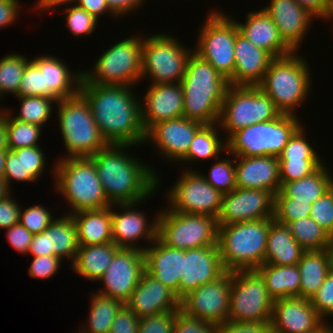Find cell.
Wrapping results in <instances>:
<instances>
[{
    "label": "cell",
    "mask_w": 333,
    "mask_h": 333,
    "mask_svg": "<svg viewBox=\"0 0 333 333\" xmlns=\"http://www.w3.org/2000/svg\"><path fill=\"white\" fill-rule=\"evenodd\" d=\"M281 112L257 86L229 85L222 103L219 129L232 133L247 126L277 118Z\"/></svg>",
    "instance_id": "obj_10"
},
{
    "label": "cell",
    "mask_w": 333,
    "mask_h": 333,
    "mask_svg": "<svg viewBox=\"0 0 333 333\" xmlns=\"http://www.w3.org/2000/svg\"><path fill=\"white\" fill-rule=\"evenodd\" d=\"M41 146L24 147L25 174H31L36 180L43 174L46 157Z\"/></svg>",
    "instance_id": "obj_57"
},
{
    "label": "cell",
    "mask_w": 333,
    "mask_h": 333,
    "mask_svg": "<svg viewBox=\"0 0 333 333\" xmlns=\"http://www.w3.org/2000/svg\"><path fill=\"white\" fill-rule=\"evenodd\" d=\"M235 69L228 79L233 86H257L274 59L267 51L253 45L243 34H236Z\"/></svg>",
    "instance_id": "obj_27"
},
{
    "label": "cell",
    "mask_w": 333,
    "mask_h": 333,
    "mask_svg": "<svg viewBox=\"0 0 333 333\" xmlns=\"http://www.w3.org/2000/svg\"><path fill=\"white\" fill-rule=\"evenodd\" d=\"M62 259L56 256H38L33 257L29 267V275L33 278L48 279L55 276L60 269Z\"/></svg>",
    "instance_id": "obj_56"
},
{
    "label": "cell",
    "mask_w": 333,
    "mask_h": 333,
    "mask_svg": "<svg viewBox=\"0 0 333 333\" xmlns=\"http://www.w3.org/2000/svg\"><path fill=\"white\" fill-rule=\"evenodd\" d=\"M286 226L305 251L327 249L333 238L311 217L300 218L289 222Z\"/></svg>",
    "instance_id": "obj_40"
},
{
    "label": "cell",
    "mask_w": 333,
    "mask_h": 333,
    "mask_svg": "<svg viewBox=\"0 0 333 333\" xmlns=\"http://www.w3.org/2000/svg\"><path fill=\"white\" fill-rule=\"evenodd\" d=\"M17 98L21 102L20 111L19 114L13 116L11 111L7 109L11 117L25 123L41 125L42 127L52 115L53 103H58V100L53 97L26 96Z\"/></svg>",
    "instance_id": "obj_41"
},
{
    "label": "cell",
    "mask_w": 333,
    "mask_h": 333,
    "mask_svg": "<svg viewBox=\"0 0 333 333\" xmlns=\"http://www.w3.org/2000/svg\"><path fill=\"white\" fill-rule=\"evenodd\" d=\"M2 95L0 94V99L2 100ZM7 110L6 109H1V107H0V115H2L4 112H6Z\"/></svg>",
    "instance_id": "obj_74"
},
{
    "label": "cell",
    "mask_w": 333,
    "mask_h": 333,
    "mask_svg": "<svg viewBox=\"0 0 333 333\" xmlns=\"http://www.w3.org/2000/svg\"><path fill=\"white\" fill-rule=\"evenodd\" d=\"M312 204L308 201L287 197L281 190L275 194L274 220L282 225L300 218L310 217Z\"/></svg>",
    "instance_id": "obj_44"
},
{
    "label": "cell",
    "mask_w": 333,
    "mask_h": 333,
    "mask_svg": "<svg viewBox=\"0 0 333 333\" xmlns=\"http://www.w3.org/2000/svg\"><path fill=\"white\" fill-rule=\"evenodd\" d=\"M26 96L45 97L44 73H41L39 66L32 59L25 66L16 97Z\"/></svg>",
    "instance_id": "obj_50"
},
{
    "label": "cell",
    "mask_w": 333,
    "mask_h": 333,
    "mask_svg": "<svg viewBox=\"0 0 333 333\" xmlns=\"http://www.w3.org/2000/svg\"><path fill=\"white\" fill-rule=\"evenodd\" d=\"M58 160L52 170L56 182L54 185L56 191L72 208L68 215L82 210H97L111 206L99 180L95 164L89 157Z\"/></svg>",
    "instance_id": "obj_5"
},
{
    "label": "cell",
    "mask_w": 333,
    "mask_h": 333,
    "mask_svg": "<svg viewBox=\"0 0 333 333\" xmlns=\"http://www.w3.org/2000/svg\"><path fill=\"white\" fill-rule=\"evenodd\" d=\"M28 254L33 255V257L51 256L49 234L46 231L33 235Z\"/></svg>",
    "instance_id": "obj_66"
},
{
    "label": "cell",
    "mask_w": 333,
    "mask_h": 333,
    "mask_svg": "<svg viewBox=\"0 0 333 333\" xmlns=\"http://www.w3.org/2000/svg\"><path fill=\"white\" fill-rule=\"evenodd\" d=\"M263 9L274 21L284 42L297 52L314 17L295 0H270Z\"/></svg>",
    "instance_id": "obj_24"
},
{
    "label": "cell",
    "mask_w": 333,
    "mask_h": 333,
    "mask_svg": "<svg viewBox=\"0 0 333 333\" xmlns=\"http://www.w3.org/2000/svg\"><path fill=\"white\" fill-rule=\"evenodd\" d=\"M304 251L286 225L275 220L270 224L264 263L277 266L296 265Z\"/></svg>",
    "instance_id": "obj_32"
},
{
    "label": "cell",
    "mask_w": 333,
    "mask_h": 333,
    "mask_svg": "<svg viewBox=\"0 0 333 333\" xmlns=\"http://www.w3.org/2000/svg\"><path fill=\"white\" fill-rule=\"evenodd\" d=\"M180 83L184 91L183 117L204 125L218 123L228 80L193 51Z\"/></svg>",
    "instance_id": "obj_3"
},
{
    "label": "cell",
    "mask_w": 333,
    "mask_h": 333,
    "mask_svg": "<svg viewBox=\"0 0 333 333\" xmlns=\"http://www.w3.org/2000/svg\"><path fill=\"white\" fill-rule=\"evenodd\" d=\"M45 231L49 234L51 256L59 257L62 260L69 258L73 264L80 246L78 230L73 217L68 214L59 218L55 217Z\"/></svg>",
    "instance_id": "obj_36"
},
{
    "label": "cell",
    "mask_w": 333,
    "mask_h": 333,
    "mask_svg": "<svg viewBox=\"0 0 333 333\" xmlns=\"http://www.w3.org/2000/svg\"><path fill=\"white\" fill-rule=\"evenodd\" d=\"M131 146L136 145L108 144L89 157L111 205L138 203L159 189V174L149 164L126 152Z\"/></svg>",
    "instance_id": "obj_2"
},
{
    "label": "cell",
    "mask_w": 333,
    "mask_h": 333,
    "mask_svg": "<svg viewBox=\"0 0 333 333\" xmlns=\"http://www.w3.org/2000/svg\"><path fill=\"white\" fill-rule=\"evenodd\" d=\"M211 11L199 29L194 52L228 80L234 74V46L239 28L233 17L219 9Z\"/></svg>",
    "instance_id": "obj_13"
},
{
    "label": "cell",
    "mask_w": 333,
    "mask_h": 333,
    "mask_svg": "<svg viewBox=\"0 0 333 333\" xmlns=\"http://www.w3.org/2000/svg\"><path fill=\"white\" fill-rule=\"evenodd\" d=\"M139 318L180 309V299L146 271L125 304Z\"/></svg>",
    "instance_id": "obj_26"
},
{
    "label": "cell",
    "mask_w": 333,
    "mask_h": 333,
    "mask_svg": "<svg viewBox=\"0 0 333 333\" xmlns=\"http://www.w3.org/2000/svg\"><path fill=\"white\" fill-rule=\"evenodd\" d=\"M293 52L274 58L257 87L267 94L282 114L295 115L311 92V72L305 58ZM307 97V98H306ZM298 106V107H297Z\"/></svg>",
    "instance_id": "obj_6"
},
{
    "label": "cell",
    "mask_w": 333,
    "mask_h": 333,
    "mask_svg": "<svg viewBox=\"0 0 333 333\" xmlns=\"http://www.w3.org/2000/svg\"><path fill=\"white\" fill-rule=\"evenodd\" d=\"M71 216L76 223L80 246L113 242L111 206L97 210H82Z\"/></svg>",
    "instance_id": "obj_31"
},
{
    "label": "cell",
    "mask_w": 333,
    "mask_h": 333,
    "mask_svg": "<svg viewBox=\"0 0 333 333\" xmlns=\"http://www.w3.org/2000/svg\"><path fill=\"white\" fill-rule=\"evenodd\" d=\"M218 125V123L204 125L195 134L190 148L187 154L180 160V164L186 162L185 164L187 165L188 162L192 163V161H194V163H196L199 160L202 162V160H209L211 158L215 160L221 156L222 151H227L226 138H220L219 133L221 131L217 130V128L220 127Z\"/></svg>",
    "instance_id": "obj_38"
},
{
    "label": "cell",
    "mask_w": 333,
    "mask_h": 333,
    "mask_svg": "<svg viewBox=\"0 0 333 333\" xmlns=\"http://www.w3.org/2000/svg\"><path fill=\"white\" fill-rule=\"evenodd\" d=\"M326 20H329V21L332 20V22H333V0H331L330 11L328 13Z\"/></svg>",
    "instance_id": "obj_73"
},
{
    "label": "cell",
    "mask_w": 333,
    "mask_h": 333,
    "mask_svg": "<svg viewBox=\"0 0 333 333\" xmlns=\"http://www.w3.org/2000/svg\"><path fill=\"white\" fill-rule=\"evenodd\" d=\"M218 228L217 219L209 215L186 214L169 208L157 215V237L176 249L217 245Z\"/></svg>",
    "instance_id": "obj_11"
},
{
    "label": "cell",
    "mask_w": 333,
    "mask_h": 333,
    "mask_svg": "<svg viewBox=\"0 0 333 333\" xmlns=\"http://www.w3.org/2000/svg\"><path fill=\"white\" fill-rule=\"evenodd\" d=\"M7 151H0V178L3 179Z\"/></svg>",
    "instance_id": "obj_70"
},
{
    "label": "cell",
    "mask_w": 333,
    "mask_h": 333,
    "mask_svg": "<svg viewBox=\"0 0 333 333\" xmlns=\"http://www.w3.org/2000/svg\"><path fill=\"white\" fill-rule=\"evenodd\" d=\"M310 217L333 237V187L312 203Z\"/></svg>",
    "instance_id": "obj_53"
},
{
    "label": "cell",
    "mask_w": 333,
    "mask_h": 333,
    "mask_svg": "<svg viewBox=\"0 0 333 333\" xmlns=\"http://www.w3.org/2000/svg\"><path fill=\"white\" fill-rule=\"evenodd\" d=\"M132 87L80 84L79 92L89 103L93 118L108 144L142 145L146 131L141 120V101Z\"/></svg>",
    "instance_id": "obj_1"
},
{
    "label": "cell",
    "mask_w": 333,
    "mask_h": 333,
    "mask_svg": "<svg viewBox=\"0 0 333 333\" xmlns=\"http://www.w3.org/2000/svg\"><path fill=\"white\" fill-rule=\"evenodd\" d=\"M19 0H0V29L13 24L20 14Z\"/></svg>",
    "instance_id": "obj_62"
},
{
    "label": "cell",
    "mask_w": 333,
    "mask_h": 333,
    "mask_svg": "<svg viewBox=\"0 0 333 333\" xmlns=\"http://www.w3.org/2000/svg\"><path fill=\"white\" fill-rule=\"evenodd\" d=\"M326 322L328 321H324L318 328L305 333H333V326Z\"/></svg>",
    "instance_id": "obj_69"
},
{
    "label": "cell",
    "mask_w": 333,
    "mask_h": 333,
    "mask_svg": "<svg viewBox=\"0 0 333 333\" xmlns=\"http://www.w3.org/2000/svg\"><path fill=\"white\" fill-rule=\"evenodd\" d=\"M59 129L66 152L62 158L91 157L108 145L103 138L84 96L60 99L56 104Z\"/></svg>",
    "instance_id": "obj_7"
},
{
    "label": "cell",
    "mask_w": 333,
    "mask_h": 333,
    "mask_svg": "<svg viewBox=\"0 0 333 333\" xmlns=\"http://www.w3.org/2000/svg\"><path fill=\"white\" fill-rule=\"evenodd\" d=\"M323 322L310 299L287 297L274 300L271 333H305L318 328Z\"/></svg>",
    "instance_id": "obj_22"
},
{
    "label": "cell",
    "mask_w": 333,
    "mask_h": 333,
    "mask_svg": "<svg viewBox=\"0 0 333 333\" xmlns=\"http://www.w3.org/2000/svg\"><path fill=\"white\" fill-rule=\"evenodd\" d=\"M142 48L143 36L116 42L96 60L93 70L82 71L80 84L136 85L143 80Z\"/></svg>",
    "instance_id": "obj_9"
},
{
    "label": "cell",
    "mask_w": 333,
    "mask_h": 333,
    "mask_svg": "<svg viewBox=\"0 0 333 333\" xmlns=\"http://www.w3.org/2000/svg\"><path fill=\"white\" fill-rule=\"evenodd\" d=\"M178 310H170L141 317L138 333H174V321Z\"/></svg>",
    "instance_id": "obj_52"
},
{
    "label": "cell",
    "mask_w": 333,
    "mask_h": 333,
    "mask_svg": "<svg viewBox=\"0 0 333 333\" xmlns=\"http://www.w3.org/2000/svg\"><path fill=\"white\" fill-rule=\"evenodd\" d=\"M176 39L166 33L143 37L141 79L148 76L151 84L181 82L194 49L186 48Z\"/></svg>",
    "instance_id": "obj_12"
},
{
    "label": "cell",
    "mask_w": 333,
    "mask_h": 333,
    "mask_svg": "<svg viewBox=\"0 0 333 333\" xmlns=\"http://www.w3.org/2000/svg\"><path fill=\"white\" fill-rule=\"evenodd\" d=\"M145 271L144 252L135 248H119L109 264L104 275L100 278L104 289L97 292L120 300L124 304L139 284Z\"/></svg>",
    "instance_id": "obj_17"
},
{
    "label": "cell",
    "mask_w": 333,
    "mask_h": 333,
    "mask_svg": "<svg viewBox=\"0 0 333 333\" xmlns=\"http://www.w3.org/2000/svg\"><path fill=\"white\" fill-rule=\"evenodd\" d=\"M76 2V3H75ZM74 4H76L79 8L84 9L89 14L98 19L104 13L111 14L110 16L117 17L109 8L106 3V0H74Z\"/></svg>",
    "instance_id": "obj_64"
},
{
    "label": "cell",
    "mask_w": 333,
    "mask_h": 333,
    "mask_svg": "<svg viewBox=\"0 0 333 333\" xmlns=\"http://www.w3.org/2000/svg\"><path fill=\"white\" fill-rule=\"evenodd\" d=\"M90 299V310L87 325L78 333H109L112 322L119 310L125 305L120 300L102 295L98 292L93 293Z\"/></svg>",
    "instance_id": "obj_39"
},
{
    "label": "cell",
    "mask_w": 333,
    "mask_h": 333,
    "mask_svg": "<svg viewBox=\"0 0 333 333\" xmlns=\"http://www.w3.org/2000/svg\"><path fill=\"white\" fill-rule=\"evenodd\" d=\"M74 0H39L35 6L36 12L37 11H45L51 10L52 12L55 11L56 6L60 7L62 4L63 6L70 3L72 4Z\"/></svg>",
    "instance_id": "obj_67"
},
{
    "label": "cell",
    "mask_w": 333,
    "mask_h": 333,
    "mask_svg": "<svg viewBox=\"0 0 333 333\" xmlns=\"http://www.w3.org/2000/svg\"><path fill=\"white\" fill-rule=\"evenodd\" d=\"M235 157L237 188L267 190L274 195L281 188L279 159L276 156Z\"/></svg>",
    "instance_id": "obj_25"
},
{
    "label": "cell",
    "mask_w": 333,
    "mask_h": 333,
    "mask_svg": "<svg viewBox=\"0 0 333 333\" xmlns=\"http://www.w3.org/2000/svg\"><path fill=\"white\" fill-rule=\"evenodd\" d=\"M7 117L8 149L15 150L23 147L39 146L41 125L25 123L11 117L7 111L3 113Z\"/></svg>",
    "instance_id": "obj_43"
},
{
    "label": "cell",
    "mask_w": 333,
    "mask_h": 333,
    "mask_svg": "<svg viewBox=\"0 0 333 333\" xmlns=\"http://www.w3.org/2000/svg\"><path fill=\"white\" fill-rule=\"evenodd\" d=\"M328 255H329V265H330V271L333 273V238L331 240V243L326 249Z\"/></svg>",
    "instance_id": "obj_72"
},
{
    "label": "cell",
    "mask_w": 333,
    "mask_h": 333,
    "mask_svg": "<svg viewBox=\"0 0 333 333\" xmlns=\"http://www.w3.org/2000/svg\"><path fill=\"white\" fill-rule=\"evenodd\" d=\"M203 126L204 124L185 117L161 121L146 132L145 142H153L165 159L180 162L187 154L195 134Z\"/></svg>",
    "instance_id": "obj_21"
},
{
    "label": "cell",
    "mask_w": 333,
    "mask_h": 333,
    "mask_svg": "<svg viewBox=\"0 0 333 333\" xmlns=\"http://www.w3.org/2000/svg\"><path fill=\"white\" fill-rule=\"evenodd\" d=\"M7 240L17 252L28 254L33 234L20 222L6 230Z\"/></svg>",
    "instance_id": "obj_61"
},
{
    "label": "cell",
    "mask_w": 333,
    "mask_h": 333,
    "mask_svg": "<svg viewBox=\"0 0 333 333\" xmlns=\"http://www.w3.org/2000/svg\"><path fill=\"white\" fill-rule=\"evenodd\" d=\"M170 210L186 213L209 215L217 218L222 194L212 187L200 171L187 167L166 193Z\"/></svg>",
    "instance_id": "obj_15"
},
{
    "label": "cell",
    "mask_w": 333,
    "mask_h": 333,
    "mask_svg": "<svg viewBox=\"0 0 333 333\" xmlns=\"http://www.w3.org/2000/svg\"><path fill=\"white\" fill-rule=\"evenodd\" d=\"M217 333H271L270 322H224L217 325Z\"/></svg>",
    "instance_id": "obj_60"
},
{
    "label": "cell",
    "mask_w": 333,
    "mask_h": 333,
    "mask_svg": "<svg viewBox=\"0 0 333 333\" xmlns=\"http://www.w3.org/2000/svg\"><path fill=\"white\" fill-rule=\"evenodd\" d=\"M322 159H279L281 185L316 172L324 163Z\"/></svg>",
    "instance_id": "obj_46"
},
{
    "label": "cell",
    "mask_w": 333,
    "mask_h": 333,
    "mask_svg": "<svg viewBox=\"0 0 333 333\" xmlns=\"http://www.w3.org/2000/svg\"><path fill=\"white\" fill-rule=\"evenodd\" d=\"M30 60L21 54L10 53L0 59V94L17 96L26 64Z\"/></svg>",
    "instance_id": "obj_42"
},
{
    "label": "cell",
    "mask_w": 333,
    "mask_h": 333,
    "mask_svg": "<svg viewBox=\"0 0 333 333\" xmlns=\"http://www.w3.org/2000/svg\"><path fill=\"white\" fill-rule=\"evenodd\" d=\"M231 287L232 271H226L218 279L190 291L180 300V309L216 325L227 322Z\"/></svg>",
    "instance_id": "obj_16"
},
{
    "label": "cell",
    "mask_w": 333,
    "mask_h": 333,
    "mask_svg": "<svg viewBox=\"0 0 333 333\" xmlns=\"http://www.w3.org/2000/svg\"><path fill=\"white\" fill-rule=\"evenodd\" d=\"M245 18V23H236L239 32L253 45L267 51L273 58L284 57L294 52L281 38L277 26L263 8L248 12Z\"/></svg>",
    "instance_id": "obj_28"
},
{
    "label": "cell",
    "mask_w": 333,
    "mask_h": 333,
    "mask_svg": "<svg viewBox=\"0 0 333 333\" xmlns=\"http://www.w3.org/2000/svg\"><path fill=\"white\" fill-rule=\"evenodd\" d=\"M118 249L119 247L113 242L79 246L75 261L70 266L76 274L96 282L104 275Z\"/></svg>",
    "instance_id": "obj_33"
},
{
    "label": "cell",
    "mask_w": 333,
    "mask_h": 333,
    "mask_svg": "<svg viewBox=\"0 0 333 333\" xmlns=\"http://www.w3.org/2000/svg\"><path fill=\"white\" fill-rule=\"evenodd\" d=\"M297 115L280 114L277 118L255 123L232 133L227 139L228 156H276L282 153L290 137L302 125Z\"/></svg>",
    "instance_id": "obj_8"
},
{
    "label": "cell",
    "mask_w": 333,
    "mask_h": 333,
    "mask_svg": "<svg viewBox=\"0 0 333 333\" xmlns=\"http://www.w3.org/2000/svg\"><path fill=\"white\" fill-rule=\"evenodd\" d=\"M184 91L181 83L151 84L141 105V120L147 132L165 120L183 117Z\"/></svg>",
    "instance_id": "obj_23"
},
{
    "label": "cell",
    "mask_w": 333,
    "mask_h": 333,
    "mask_svg": "<svg viewBox=\"0 0 333 333\" xmlns=\"http://www.w3.org/2000/svg\"><path fill=\"white\" fill-rule=\"evenodd\" d=\"M152 246L143 251L145 271L179 298L180 274L182 272V250L164 244L158 237Z\"/></svg>",
    "instance_id": "obj_29"
},
{
    "label": "cell",
    "mask_w": 333,
    "mask_h": 333,
    "mask_svg": "<svg viewBox=\"0 0 333 333\" xmlns=\"http://www.w3.org/2000/svg\"><path fill=\"white\" fill-rule=\"evenodd\" d=\"M275 195L267 190L236 188L223 194L218 225L274 218Z\"/></svg>",
    "instance_id": "obj_18"
},
{
    "label": "cell",
    "mask_w": 333,
    "mask_h": 333,
    "mask_svg": "<svg viewBox=\"0 0 333 333\" xmlns=\"http://www.w3.org/2000/svg\"><path fill=\"white\" fill-rule=\"evenodd\" d=\"M310 302L324 321H328L326 317L333 316V273L331 271L325 278L324 283L310 299Z\"/></svg>",
    "instance_id": "obj_54"
},
{
    "label": "cell",
    "mask_w": 333,
    "mask_h": 333,
    "mask_svg": "<svg viewBox=\"0 0 333 333\" xmlns=\"http://www.w3.org/2000/svg\"><path fill=\"white\" fill-rule=\"evenodd\" d=\"M10 191L12 190L8 189L5 180L0 178V199L9 194Z\"/></svg>",
    "instance_id": "obj_71"
},
{
    "label": "cell",
    "mask_w": 333,
    "mask_h": 333,
    "mask_svg": "<svg viewBox=\"0 0 333 333\" xmlns=\"http://www.w3.org/2000/svg\"><path fill=\"white\" fill-rule=\"evenodd\" d=\"M174 333H217V325L191 317L179 309L174 321Z\"/></svg>",
    "instance_id": "obj_55"
},
{
    "label": "cell",
    "mask_w": 333,
    "mask_h": 333,
    "mask_svg": "<svg viewBox=\"0 0 333 333\" xmlns=\"http://www.w3.org/2000/svg\"><path fill=\"white\" fill-rule=\"evenodd\" d=\"M10 194L0 199V228L4 230L20 221L21 206Z\"/></svg>",
    "instance_id": "obj_59"
},
{
    "label": "cell",
    "mask_w": 333,
    "mask_h": 333,
    "mask_svg": "<svg viewBox=\"0 0 333 333\" xmlns=\"http://www.w3.org/2000/svg\"><path fill=\"white\" fill-rule=\"evenodd\" d=\"M8 150V139H7V117L2 114L0 115V151Z\"/></svg>",
    "instance_id": "obj_68"
},
{
    "label": "cell",
    "mask_w": 333,
    "mask_h": 333,
    "mask_svg": "<svg viewBox=\"0 0 333 333\" xmlns=\"http://www.w3.org/2000/svg\"><path fill=\"white\" fill-rule=\"evenodd\" d=\"M145 0H106L110 10L118 17L139 9Z\"/></svg>",
    "instance_id": "obj_65"
},
{
    "label": "cell",
    "mask_w": 333,
    "mask_h": 333,
    "mask_svg": "<svg viewBox=\"0 0 333 333\" xmlns=\"http://www.w3.org/2000/svg\"><path fill=\"white\" fill-rule=\"evenodd\" d=\"M256 271L261 275L273 300L299 297L300 272L296 265L277 266L264 263Z\"/></svg>",
    "instance_id": "obj_35"
},
{
    "label": "cell",
    "mask_w": 333,
    "mask_h": 333,
    "mask_svg": "<svg viewBox=\"0 0 333 333\" xmlns=\"http://www.w3.org/2000/svg\"><path fill=\"white\" fill-rule=\"evenodd\" d=\"M225 272L218 244L182 250L179 299L199 286L218 279Z\"/></svg>",
    "instance_id": "obj_19"
},
{
    "label": "cell",
    "mask_w": 333,
    "mask_h": 333,
    "mask_svg": "<svg viewBox=\"0 0 333 333\" xmlns=\"http://www.w3.org/2000/svg\"><path fill=\"white\" fill-rule=\"evenodd\" d=\"M331 175L326 165L323 164L316 172L307 177L284 182L280 190L287 197L308 201L312 204L333 187V176Z\"/></svg>",
    "instance_id": "obj_37"
},
{
    "label": "cell",
    "mask_w": 333,
    "mask_h": 333,
    "mask_svg": "<svg viewBox=\"0 0 333 333\" xmlns=\"http://www.w3.org/2000/svg\"><path fill=\"white\" fill-rule=\"evenodd\" d=\"M228 158V159H227ZM224 157L223 159H215L214 165L209 170V174L203 177L206 181L215 189H217L222 195L229 193L236 189L235 179V158Z\"/></svg>",
    "instance_id": "obj_45"
},
{
    "label": "cell",
    "mask_w": 333,
    "mask_h": 333,
    "mask_svg": "<svg viewBox=\"0 0 333 333\" xmlns=\"http://www.w3.org/2000/svg\"><path fill=\"white\" fill-rule=\"evenodd\" d=\"M3 179L8 189H11L12 180L20 182H36L31 174H25L24 147L15 150H7L5 171Z\"/></svg>",
    "instance_id": "obj_51"
},
{
    "label": "cell",
    "mask_w": 333,
    "mask_h": 333,
    "mask_svg": "<svg viewBox=\"0 0 333 333\" xmlns=\"http://www.w3.org/2000/svg\"><path fill=\"white\" fill-rule=\"evenodd\" d=\"M300 272L299 297L311 299L330 272L326 249L304 251L297 263Z\"/></svg>",
    "instance_id": "obj_34"
},
{
    "label": "cell",
    "mask_w": 333,
    "mask_h": 333,
    "mask_svg": "<svg viewBox=\"0 0 333 333\" xmlns=\"http://www.w3.org/2000/svg\"><path fill=\"white\" fill-rule=\"evenodd\" d=\"M140 318L126 305L117 313L109 333H138Z\"/></svg>",
    "instance_id": "obj_58"
},
{
    "label": "cell",
    "mask_w": 333,
    "mask_h": 333,
    "mask_svg": "<svg viewBox=\"0 0 333 333\" xmlns=\"http://www.w3.org/2000/svg\"><path fill=\"white\" fill-rule=\"evenodd\" d=\"M32 60L39 66L41 73H44L45 97H53L59 101L79 92L82 70L71 73L65 61L53 55H42Z\"/></svg>",
    "instance_id": "obj_30"
},
{
    "label": "cell",
    "mask_w": 333,
    "mask_h": 333,
    "mask_svg": "<svg viewBox=\"0 0 333 333\" xmlns=\"http://www.w3.org/2000/svg\"><path fill=\"white\" fill-rule=\"evenodd\" d=\"M303 124L290 137L278 159H321L313 145L309 143Z\"/></svg>",
    "instance_id": "obj_47"
},
{
    "label": "cell",
    "mask_w": 333,
    "mask_h": 333,
    "mask_svg": "<svg viewBox=\"0 0 333 333\" xmlns=\"http://www.w3.org/2000/svg\"><path fill=\"white\" fill-rule=\"evenodd\" d=\"M145 201L111 205L113 243L119 248H135L144 251L146 246H137L135 243L144 238L151 244L156 239L158 213L149 224L146 214L134 208ZM115 207L120 210L118 213L115 212Z\"/></svg>",
    "instance_id": "obj_20"
},
{
    "label": "cell",
    "mask_w": 333,
    "mask_h": 333,
    "mask_svg": "<svg viewBox=\"0 0 333 333\" xmlns=\"http://www.w3.org/2000/svg\"><path fill=\"white\" fill-rule=\"evenodd\" d=\"M301 7H303L314 18H327L330 11L331 0H295ZM318 17V18H317Z\"/></svg>",
    "instance_id": "obj_63"
},
{
    "label": "cell",
    "mask_w": 333,
    "mask_h": 333,
    "mask_svg": "<svg viewBox=\"0 0 333 333\" xmlns=\"http://www.w3.org/2000/svg\"><path fill=\"white\" fill-rule=\"evenodd\" d=\"M274 218L218 225V248L226 271L256 270L264 264Z\"/></svg>",
    "instance_id": "obj_4"
},
{
    "label": "cell",
    "mask_w": 333,
    "mask_h": 333,
    "mask_svg": "<svg viewBox=\"0 0 333 333\" xmlns=\"http://www.w3.org/2000/svg\"><path fill=\"white\" fill-rule=\"evenodd\" d=\"M23 209L21 206L19 222L33 235L45 231L55 219L49 209L40 204Z\"/></svg>",
    "instance_id": "obj_49"
},
{
    "label": "cell",
    "mask_w": 333,
    "mask_h": 333,
    "mask_svg": "<svg viewBox=\"0 0 333 333\" xmlns=\"http://www.w3.org/2000/svg\"><path fill=\"white\" fill-rule=\"evenodd\" d=\"M67 13V14H66ZM61 14H66V25L72 35L76 37L90 35L96 30L99 19L89 14L84 9L79 8L76 4L68 7Z\"/></svg>",
    "instance_id": "obj_48"
},
{
    "label": "cell",
    "mask_w": 333,
    "mask_h": 333,
    "mask_svg": "<svg viewBox=\"0 0 333 333\" xmlns=\"http://www.w3.org/2000/svg\"><path fill=\"white\" fill-rule=\"evenodd\" d=\"M273 298L256 270L232 271L230 307L227 321L270 322Z\"/></svg>",
    "instance_id": "obj_14"
}]
</instances>
